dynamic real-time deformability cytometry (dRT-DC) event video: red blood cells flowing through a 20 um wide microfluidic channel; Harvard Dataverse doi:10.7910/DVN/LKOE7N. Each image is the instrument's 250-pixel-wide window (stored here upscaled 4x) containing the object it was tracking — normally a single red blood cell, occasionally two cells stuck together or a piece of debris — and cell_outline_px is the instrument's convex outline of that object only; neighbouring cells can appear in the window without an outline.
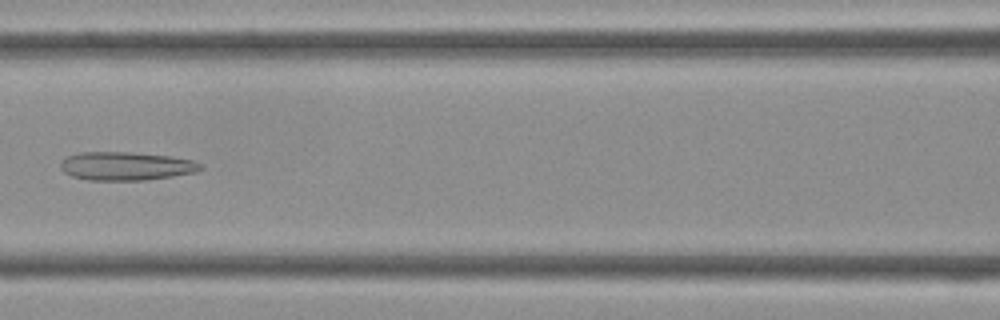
{"species": "Egyptian fruit bat (a non-hibernating species)", "species_latin": "Rousettus aegyptiacus", "temperature_condition": "cold", "stored_images_in_passage": 43, "camera_frame_rate_fps": 3000, "um_per_image_px": 0.085, "frame": {"image": 1, "passage_image": 19, "time_ms": 6.0, "image_size_px": [1000, 320], "cell_outline_px": [[204, 168], [196, 172], [172, 176], [144, 180], [88, 180], [72, 176], [64, 172], [60, 168], [60, 160], [68, 156], [80, 152], [132, 152], [168, 156], [196, 160], [204, 164]], "centroid_in_image_um": [10.74, 14.11], "position_along_channel_um": 155.9, "area_um2": 23.41}}
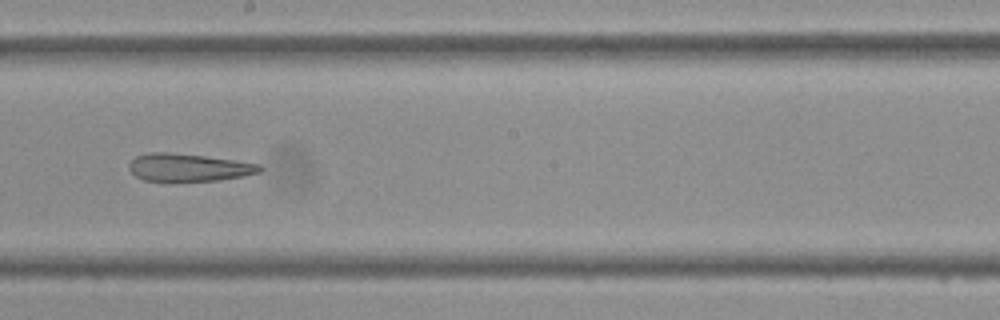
{"frame": {"image": 2, "passage_image": 24, "time_ms": 7.667, "image_size_px": [1000, 320], "cell_outline_px": [[264, 168], [260, 172], [244, 176], [220, 180], [144, 180], [136, 176], [128, 168], [128, 164], [136, 156], [148, 152], [168, 152], [204, 156], [236, 160], [260, 164]], "centroid_in_image_um": [16.06, 14.22], "position_along_channel_um": 232.1, "area_um2": 20.92}}
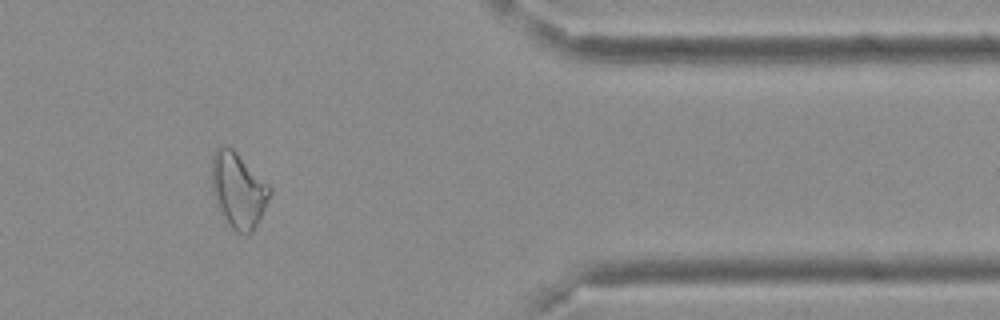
{"frame": {"image": 3, "passage_image": 36, "time_ms": 11.667, "image_size_px": [1000, 320], "cell_outline_px": [[272, 192], [260, 220], [252, 232], [236, 232], [232, 228], [220, 208], [212, 192], [212, 156], [216, 148], [232, 148], [272, 188]], "centroid_in_image_um": [20.28, 16.16], "position_along_channel_um": 391.1, "area_um2": 24.8}}